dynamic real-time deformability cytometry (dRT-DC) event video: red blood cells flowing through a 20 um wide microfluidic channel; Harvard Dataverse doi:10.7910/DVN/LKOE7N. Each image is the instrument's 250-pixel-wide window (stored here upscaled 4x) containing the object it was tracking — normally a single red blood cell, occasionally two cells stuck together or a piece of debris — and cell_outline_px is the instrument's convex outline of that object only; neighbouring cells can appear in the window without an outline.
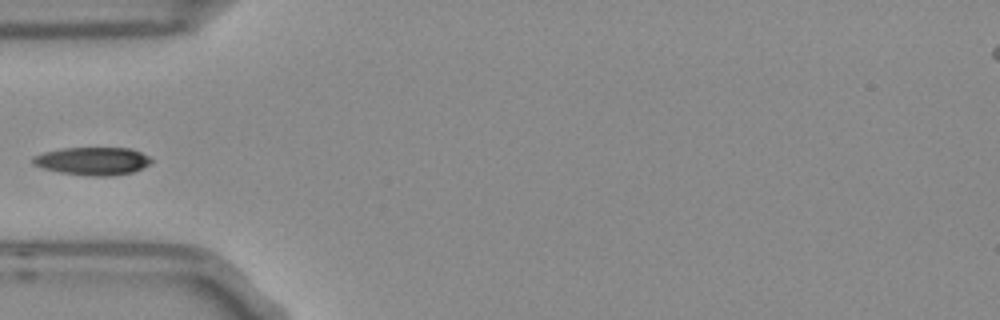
{"species": "Egyptian fruit bat (a non-hibernating species)", "species_latin": "Rousettus aegyptiacus", "temperature_condition": "room temperature", "stored_images_in_passage": 5, "camera_frame_rate_fps": 3000, "um_per_image_px": 0.085, "frame": {"image": 1, "passage_image": 4, "time_ms": 1.0, "image_size_px": [1000, 320], "cell_outline_px": [[152, 160], [148, 164], [132, 172], [112, 176], [88, 176], [60, 172], [44, 168], [32, 164], [32, 156], [44, 152], [64, 148], [128, 148], [140, 152], [148, 156]], "centroid_in_image_um": [7.84, 13.69], "position_along_channel_um": 77.2, "area_um2": 19.07}}
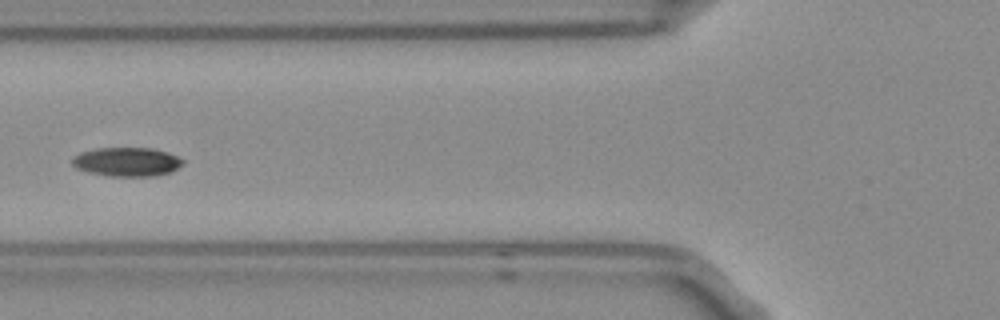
{"frame": {"image": 2, "passage_image": 5, "time_ms": 1.333, "image_size_px": [1000, 320], "cell_outline_px": [[184, 164], [172, 172], [156, 176], [108, 176], [88, 172], [76, 168], [72, 164], [72, 156], [80, 152], [96, 148], [152, 148], [168, 152], [184, 160]], "centroid_in_image_um": [10.79, 13.76], "position_along_channel_um": 115.0, "area_um2": 18.9}}